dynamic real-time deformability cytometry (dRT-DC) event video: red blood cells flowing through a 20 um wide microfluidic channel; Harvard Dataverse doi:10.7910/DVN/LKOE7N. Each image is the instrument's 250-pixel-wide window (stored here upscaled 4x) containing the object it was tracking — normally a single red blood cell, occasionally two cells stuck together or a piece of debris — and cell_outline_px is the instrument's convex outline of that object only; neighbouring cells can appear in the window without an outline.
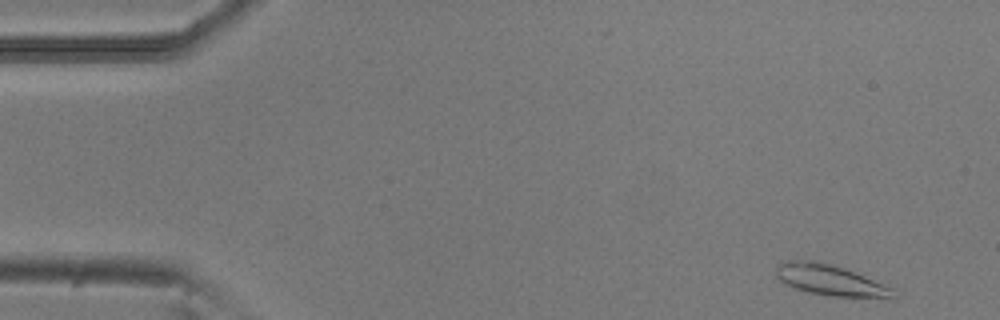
{"species": "common noctule bat (a hibernating species)", "species_latin": "Nyctalus noctula", "temperature_condition": "room temperature", "stored_images_in_passage": 4, "camera_frame_rate_fps": 3000, "um_per_image_px": 0.085, "animal": {"sex": "male", "body_mass_g": 20.5, "forearm_length_mm": 52.5}, "frame": {"image": 1, "passage_image": 1, "time_ms": 0.0, "image_size_px": [1000, 320], "cell_outline_px": [[896, 300], [832, 296], [808, 292], [784, 284], [776, 276], [776, 268], [780, 264], [788, 260], [816, 260], [832, 264], [844, 268], [864, 276], [892, 288]], "centroid_in_image_um": [70.61, 23.84], "position_along_channel_um": 14.4, "area_um2": 21.27}}